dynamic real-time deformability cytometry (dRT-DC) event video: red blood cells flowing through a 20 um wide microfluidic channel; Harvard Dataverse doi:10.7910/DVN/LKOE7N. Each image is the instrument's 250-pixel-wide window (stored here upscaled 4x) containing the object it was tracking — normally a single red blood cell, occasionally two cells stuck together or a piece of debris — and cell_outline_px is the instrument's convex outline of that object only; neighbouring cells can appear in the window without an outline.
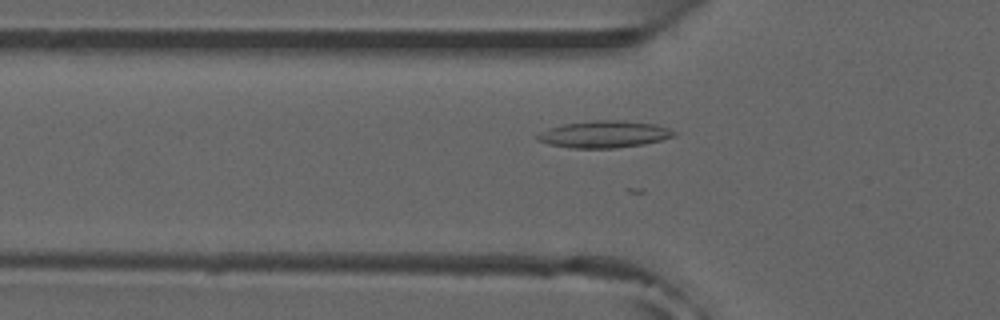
{"species": "common noctule bat (a hibernating species)", "species_latin": "Nyctalus noctula", "temperature_condition": "room temperature", "stored_images_in_passage": 33, "camera_frame_rate_fps": 3000, "um_per_image_px": 0.085, "animal": {"sex": "male", "forearm_length_mm": 52.5}, "frame": {"image": 1, "passage_image": 3, "time_ms": 0.667, "image_size_px": [1000, 320], "cell_outline_px": [[676, 136], [644, 144], [616, 148], [572, 148], [548, 144], [536, 140], [536, 136], [540, 132], [548, 128], [564, 124], [592, 120], [620, 120], [656, 124], [668, 128], [676, 132]], "centroid_in_image_um": [51.35, 11.41], "position_along_channel_um": 74.5, "area_um2": 21.5}}